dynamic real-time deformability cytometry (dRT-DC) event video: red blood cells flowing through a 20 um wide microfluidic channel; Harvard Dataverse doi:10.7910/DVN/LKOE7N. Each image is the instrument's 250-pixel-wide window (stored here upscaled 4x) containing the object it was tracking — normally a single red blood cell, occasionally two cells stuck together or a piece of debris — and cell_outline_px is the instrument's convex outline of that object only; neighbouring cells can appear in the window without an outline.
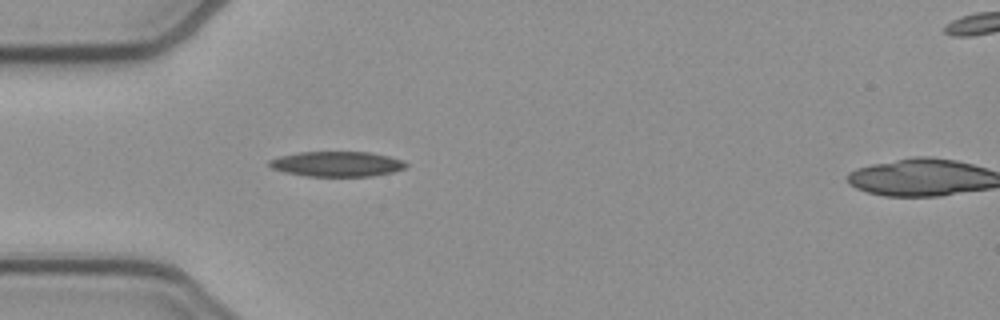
{"species": "common noctule bat (a hibernating species)", "species_latin": "Nyctalus noctula", "temperature_condition": "cold", "stored_images_in_passage": 10, "camera_frame_rate_fps": 3000, "um_per_image_px": 0.085, "animal": {"sex": "female", "body_mass_g": 21.9}, "frame": {"image": 1, "passage_image": 9, "time_ms": 2.667, "image_size_px": [1000, 320], "cell_outline_px": [[408, 164], [404, 168], [392, 172], [372, 176], [308, 176], [284, 172], [272, 168], [268, 164], [268, 160], [280, 156], [300, 152], [368, 152], [388, 156], [404, 160]], "centroid_in_image_um": [28.63, 13.94], "position_along_channel_um": 56.4, "area_um2": 19.94}}